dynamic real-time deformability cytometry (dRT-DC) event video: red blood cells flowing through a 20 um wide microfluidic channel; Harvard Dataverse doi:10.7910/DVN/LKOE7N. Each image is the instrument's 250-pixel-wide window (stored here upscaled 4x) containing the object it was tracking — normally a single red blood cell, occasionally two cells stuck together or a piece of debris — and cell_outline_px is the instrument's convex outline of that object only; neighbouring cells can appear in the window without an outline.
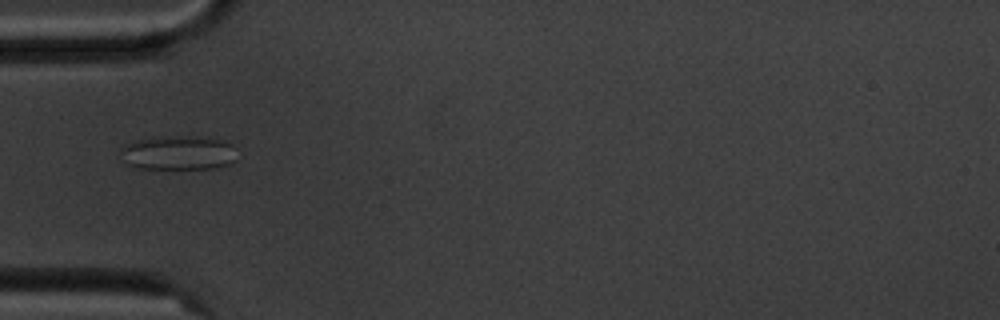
{"species": "common noctule bat (a hibernating species)", "species_latin": "Nyctalus noctula", "temperature_condition": "cold", "stored_images_in_passage": 7, "camera_frame_rate_fps": 3000, "um_per_image_px": 0.085, "animal": {"sex": "male", "body_mass_g": 20.1, "forearm_length_mm": 53.5}, "frame": {"image": 1, "passage_image": 6, "time_ms": 5.667, "image_size_px": [1000, 320], "cell_outline_px": [[236, 160], [232, 164], [216, 168], [132, 168], [124, 164], [120, 152], [120, 148], [136, 140], [160, 136], [176, 136], [224, 140], [232, 144]], "centroid_in_image_um": [15.12, 13.01], "position_along_channel_um": 69.9, "area_um2": 23.24}}
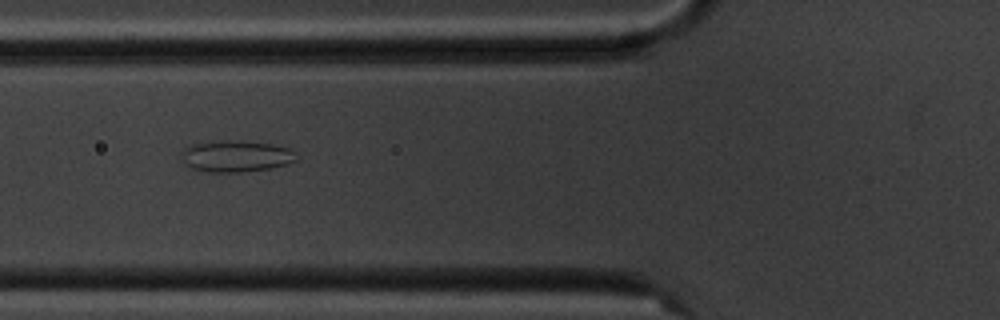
{"frame": {"image": 2, "passage_image": 7, "time_ms": 6.667, "image_size_px": [1000, 320], "cell_outline_px": [[300, 156], [296, 160], [288, 164], [272, 168], [244, 172], [208, 172], [192, 168], [184, 164], [180, 160], [180, 152], [188, 144], [224, 140], [228, 140], [272, 144], [288, 148], [296, 152]], "centroid_in_image_um": [20.03, 13.28], "position_along_channel_um": 105.8, "area_um2": 21.5}}